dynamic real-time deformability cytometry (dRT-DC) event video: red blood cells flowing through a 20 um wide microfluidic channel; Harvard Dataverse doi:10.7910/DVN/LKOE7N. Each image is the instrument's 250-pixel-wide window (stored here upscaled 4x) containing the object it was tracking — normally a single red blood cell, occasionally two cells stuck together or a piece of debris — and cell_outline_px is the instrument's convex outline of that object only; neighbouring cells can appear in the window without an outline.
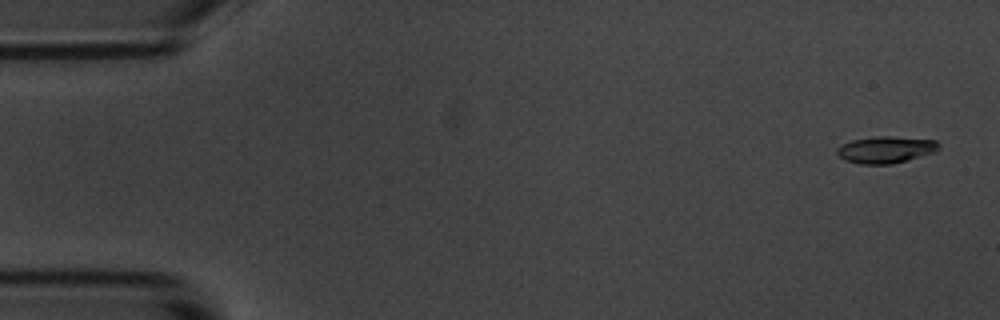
{"species": "common noctule bat (a hibernating species)", "species_latin": "Nyctalus noctula", "temperature_condition": "room temperature", "stored_images_in_passage": 4, "camera_frame_rate_fps": 3000, "um_per_image_px": 0.085, "animal": {"sex": "male", "body_mass_g": 20.1, "forearm_length_mm": 53.5}, "frame": {"image": 1, "passage_image": 1, "time_ms": 0.0, "image_size_px": [1000, 320], "cell_outline_px": [[940, 148], [936, 152], [908, 160], [892, 164], [860, 164], [844, 160], [836, 152], [836, 148], [852, 140], [876, 136], [888, 136], [936, 140], [940, 144]], "centroid_in_image_um": [75.32, 12.72], "position_along_channel_um": 9.7, "area_um2": 15.95}}
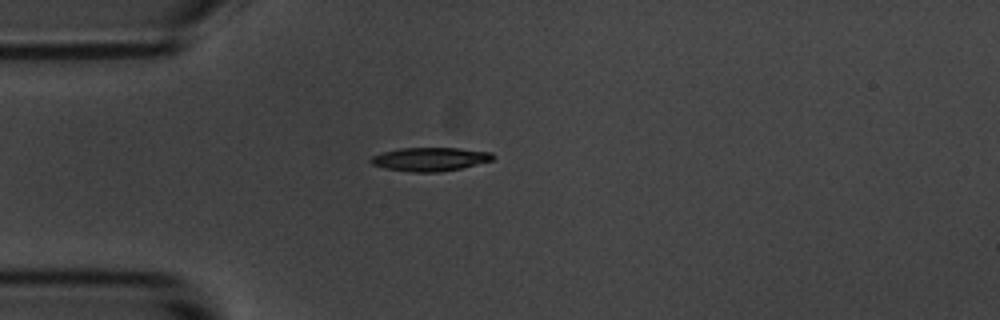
{"frame": {"image": 2, "passage_image": 4, "time_ms": 4.333, "image_size_px": [1000, 320], "cell_outline_px": [[496, 156], [492, 160], [460, 168], [440, 172], [412, 172], [384, 168], [372, 164], [368, 160], [372, 156], [384, 152], [400, 148], [460, 148], [492, 152]], "centroid_in_image_um": [36.55, 13.53], "position_along_channel_um": 48.4, "area_um2": 16.76}}